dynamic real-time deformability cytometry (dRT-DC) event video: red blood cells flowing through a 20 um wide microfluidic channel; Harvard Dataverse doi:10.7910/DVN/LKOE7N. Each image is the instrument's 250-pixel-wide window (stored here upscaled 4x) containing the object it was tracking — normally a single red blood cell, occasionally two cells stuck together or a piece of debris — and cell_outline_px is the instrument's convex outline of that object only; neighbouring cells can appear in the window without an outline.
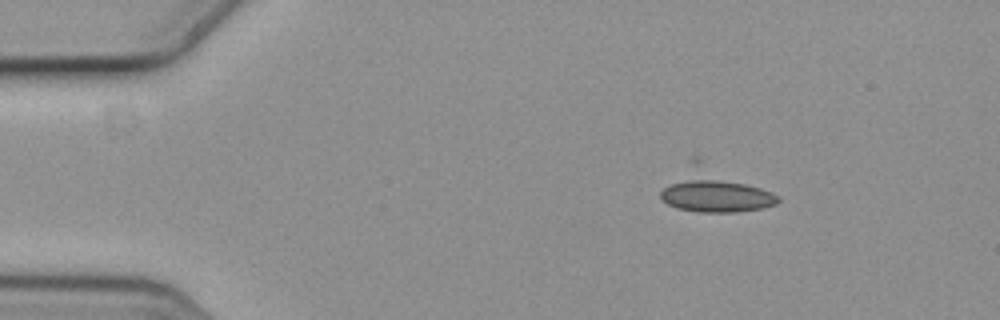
{"species": "common noctule bat (a hibernating species)", "species_latin": "Nyctalus noctula", "temperature_condition": "cold", "stored_images_in_passage": 8, "camera_frame_rate_fps": 3000, "um_per_image_px": 0.085, "animal": {"sex": "female", "body_mass_g": 19.3, "forearm_length_mm": 54.1}, "frame": {"image": 1, "passage_image": 1, "time_ms": 0.0, "image_size_px": [1000, 320], "cell_outline_px": [[780, 200], [776, 204], [760, 208], [736, 212], [700, 212], [676, 208], [668, 204], [660, 196], [660, 192], [692, 156], [700, 156], [780, 196]], "centroid_in_image_um": [60.71, 16.12], "position_along_channel_um": 24.3, "area_um2": 30.11}}
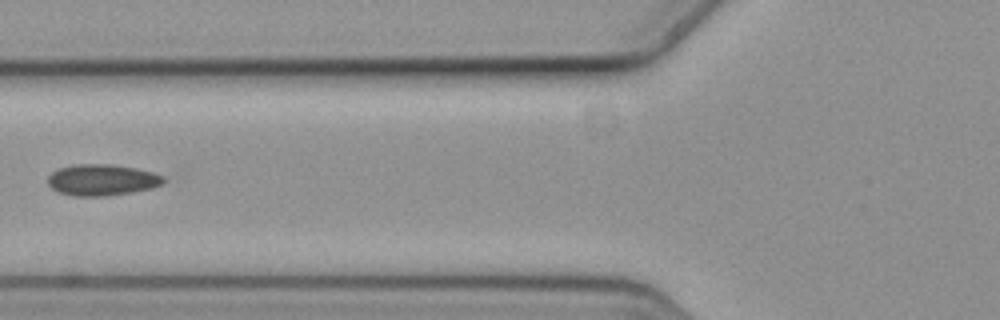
{"frame": {"image": 2, "passage_image": 5, "time_ms": 1.333, "image_size_px": [1000, 320], "cell_outline_px": [[168, 180], [164, 184], [152, 188], [132, 192], [108, 196], [72, 196], [56, 192], [48, 184], [48, 176], [52, 172], [60, 168], [76, 164], [112, 164], [136, 168], [152, 172], [164, 176]], "centroid_in_image_um": [8.7, 15.3], "position_along_channel_um": 117.1, "area_um2": 21.39}}
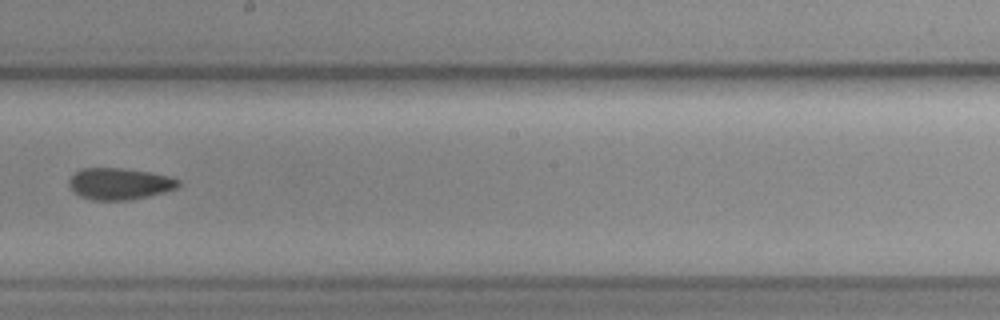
{"frame": {"image": 3, "passage_image": 8, "time_ms": 2.333, "image_size_px": [1000, 320], "cell_outline_px": [[180, 184], [176, 188], [164, 192], [132, 200], [92, 200], [80, 196], [68, 184], [68, 180], [76, 172], [84, 168], [124, 168], [148, 172], [168, 176], [180, 180]], "centroid_in_image_um": [10.17, 15.62], "position_along_channel_um": 238.0, "area_um2": 20.0}}